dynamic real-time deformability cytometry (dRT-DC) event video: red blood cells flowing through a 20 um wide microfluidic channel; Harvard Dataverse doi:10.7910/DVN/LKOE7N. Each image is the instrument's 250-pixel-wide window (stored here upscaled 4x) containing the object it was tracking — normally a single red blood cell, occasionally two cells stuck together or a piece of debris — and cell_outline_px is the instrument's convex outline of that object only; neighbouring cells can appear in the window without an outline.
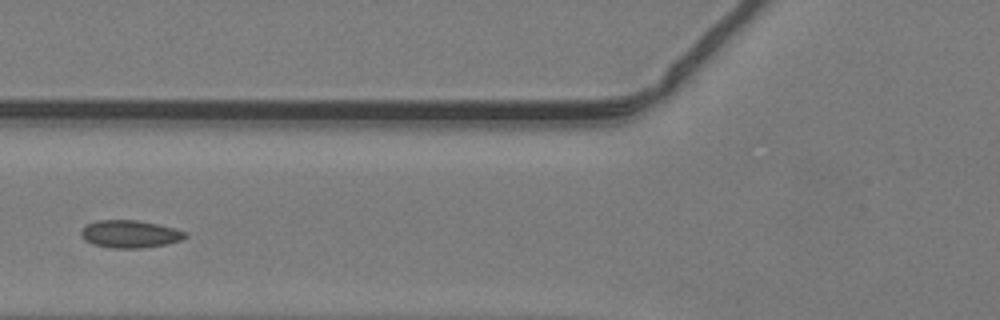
{"species": "common noctule bat (a hibernating species)", "species_latin": "Nyctalus noctula", "temperature_condition": "warm", "stored_images_in_passage": 31, "camera_frame_rate_fps": 3000, "um_per_image_px": 0.085, "animal": {"sex": "male", "body_mass_g": 19.2, "forearm_length_mm": 51.8}, "frame": {"image": 1, "passage_image": 10, "time_ms": 3.0, "image_size_px": [1000, 320], "cell_outline_px": [[188, 236], [180, 240], [164, 244], [140, 248], [112, 248], [92, 244], [84, 240], [80, 232], [88, 224], [96, 220], [136, 220], [176, 228], [188, 232]], "centroid_in_image_um": [11.05, 19.89], "position_along_channel_um": 114.7, "area_um2": 16.65}}
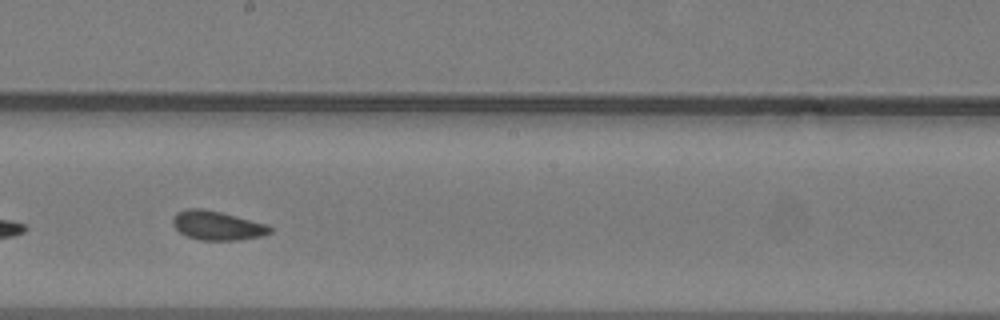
{"frame": {"image": 2, "passage_image": 18, "time_ms": 5.667, "image_size_px": [1000, 320], "cell_outline_px": [[272, 232], [260, 236], [240, 240], [200, 240], [188, 236], [180, 232], [172, 224], [172, 220], [176, 212], [188, 208], [204, 208], [268, 224], [272, 228]], "centroid_in_image_um": [18.46, 19.16], "position_along_channel_um": 229.7, "area_um2": 16.47}}
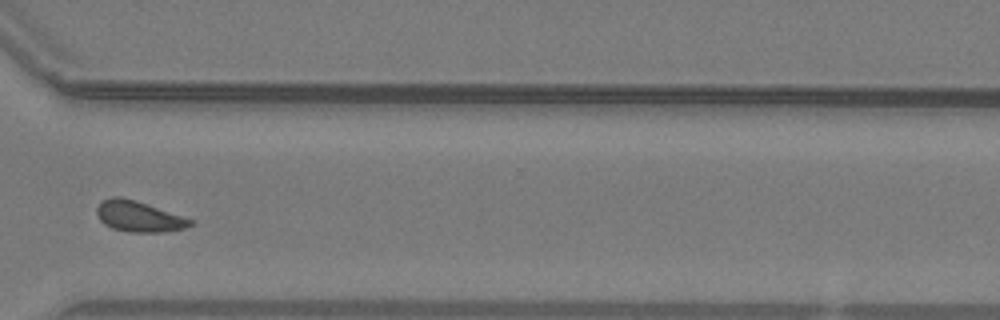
{"frame": {"image": 3, "passage_image": 27, "time_ms": 8.667, "image_size_px": [1000, 320], "cell_outline_px": [[196, 224], [188, 228], [164, 232], [128, 232], [112, 228], [104, 224], [96, 216], [96, 208], [100, 200], [112, 196], [120, 196], [136, 200], [196, 220]], "centroid_in_image_um": [11.83, 18.39], "position_along_channel_um": 358.8, "area_um2": 17.34}}